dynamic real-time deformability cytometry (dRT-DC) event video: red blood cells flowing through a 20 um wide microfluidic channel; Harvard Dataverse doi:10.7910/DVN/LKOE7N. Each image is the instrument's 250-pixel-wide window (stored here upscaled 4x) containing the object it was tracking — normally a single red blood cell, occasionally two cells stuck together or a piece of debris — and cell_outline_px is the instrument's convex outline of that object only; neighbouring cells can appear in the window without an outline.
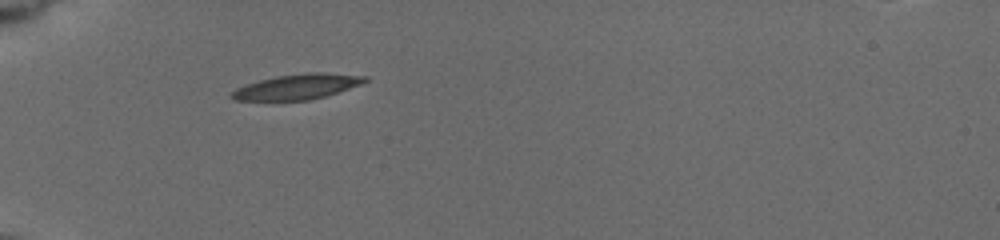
{"species": "common noctule bat (a hibernating species)", "species_latin": "Nyctalus noctula", "temperature_condition": "cold", "stored_images_in_passage": 2, "camera_frame_rate_fps": 3000, "um_per_image_px": 0.085, "animal": {"sex": "female", "body_mass_g": 19.5, "forearm_length_mm": 54.1}, "frame": {"image": 1, "passage_image": 1, "time_ms": 0.0, "image_size_px": [1000, 240], "cell_outline_px": [[368, 80], [360, 84], [324, 96], [308, 100], [232, 100], [228, 96], [236, 88], [260, 80], [276, 76], [308, 72], [320, 72], [368, 76]], "centroid_in_image_um": [25.24, 7.36], "position_along_channel_um": 59.8, "area_um2": 19.31}}